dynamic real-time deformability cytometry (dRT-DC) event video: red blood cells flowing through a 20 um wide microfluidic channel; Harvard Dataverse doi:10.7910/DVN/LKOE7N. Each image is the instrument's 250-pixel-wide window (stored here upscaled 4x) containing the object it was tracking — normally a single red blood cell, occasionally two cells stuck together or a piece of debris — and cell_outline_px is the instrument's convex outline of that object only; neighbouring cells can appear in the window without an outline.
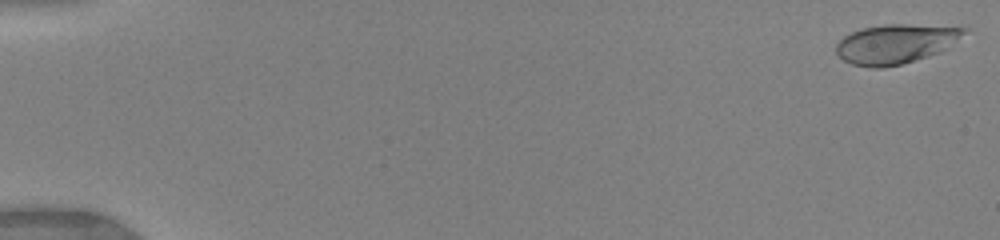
{"species": "human", "species_latin": "Homo sapiens", "temperature_condition": "warm", "stored_images_in_passage": 8, "camera_frame_rate_fps": 3000, "um_per_image_px": 0.085, "donor": {"sex": "female"}, "frame": {"image": 1, "passage_image": 1, "time_ms": 0.0, "image_size_px": [1000, 240], "cell_outline_px": [[968, 28], [964, 32], [940, 52], [928, 56], [900, 64], [884, 68], [872, 68], [852, 64], [844, 60], [836, 52], [836, 44], [844, 36], [852, 32], [864, 28], [884, 24], [904, 24]], "centroid_in_image_um": [76.05, 3.74], "position_along_channel_um": 8.9, "area_um2": 28.73}}
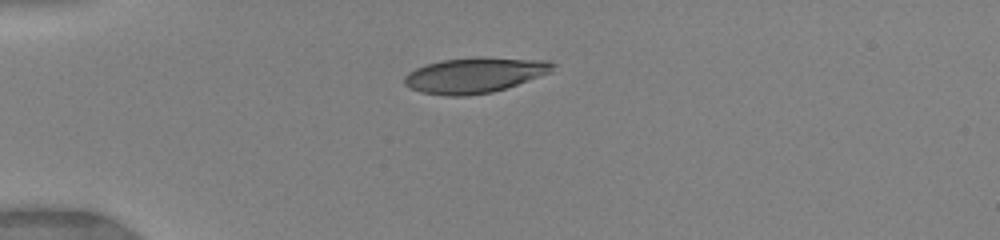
{"frame": {"image": 2, "passage_image": 6, "time_ms": 4.333, "image_size_px": [1000, 240], "cell_outline_px": [[556, 64], [552, 72], [492, 92], [468, 96], [448, 96], [420, 92], [404, 84], [404, 76], [408, 72], [416, 68], [440, 60], [476, 56], [480, 56], [548, 60]], "centroid_in_image_um": [40.35, 6.37], "position_along_channel_um": 44.6, "area_um2": 30.81}}